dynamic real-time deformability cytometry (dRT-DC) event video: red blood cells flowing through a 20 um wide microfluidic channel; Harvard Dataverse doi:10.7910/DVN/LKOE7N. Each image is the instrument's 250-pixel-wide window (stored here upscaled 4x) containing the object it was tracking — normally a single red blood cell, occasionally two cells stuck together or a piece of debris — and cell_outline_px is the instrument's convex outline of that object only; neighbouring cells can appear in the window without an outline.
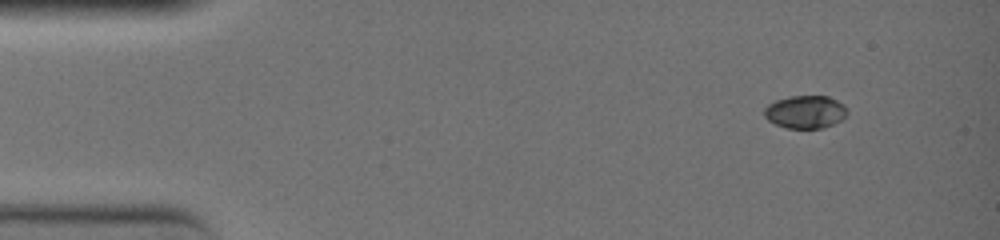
{"species": "common noctule bat (a hibernating species)", "species_latin": "Nyctalus noctula", "temperature_condition": "warm", "stored_images_in_passage": 13, "camera_frame_rate_fps": 3000, "um_per_image_px": 0.085, "animal": {"sex": "female", "body_mass_g": 19.0, "forearm_length_mm": 51.5}, "frame": {"image": 1, "passage_image": 1, "time_ms": 0.0, "image_size_px": [1000, 240], "cell_outline_px": [[848, 112], [840, 120], [824, 128], [788, 128], [776, 124], [768, 120], [764, 116], [764, 108], [768, 104], [776, 100], [792, 96], [828, 96], [844, 104], [848, 108]], "centroid_in_image_um": [68.46, 9.51], "position_along_channel_um": 16.5, "area_um2": 15.84}}
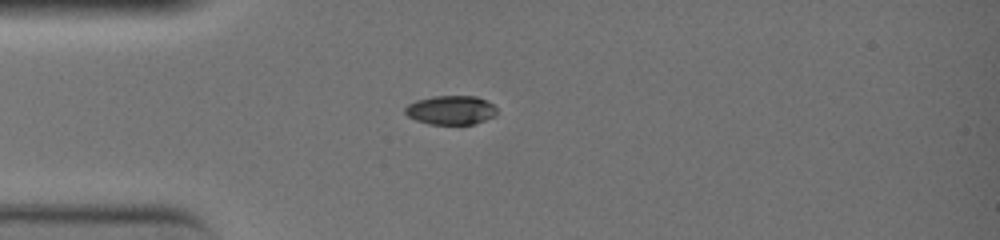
{"frame": {"image": 2, "passage_image": 10, "time_ms": 3.0, "image_size_px": [1000, 240], "cell_outline_px": [[496, 116], [472, 124], [428, 124], [416, 120], [408, 116], [404, 112], [404, 108], [408, 104], [416, 100], [432, 96], [476, 96], [492, 104], [496, 108]], "centroid_in_image_um": [38.29, 9.35], "position_along_channel_um": 46.7, "area_um2": 15.49}}